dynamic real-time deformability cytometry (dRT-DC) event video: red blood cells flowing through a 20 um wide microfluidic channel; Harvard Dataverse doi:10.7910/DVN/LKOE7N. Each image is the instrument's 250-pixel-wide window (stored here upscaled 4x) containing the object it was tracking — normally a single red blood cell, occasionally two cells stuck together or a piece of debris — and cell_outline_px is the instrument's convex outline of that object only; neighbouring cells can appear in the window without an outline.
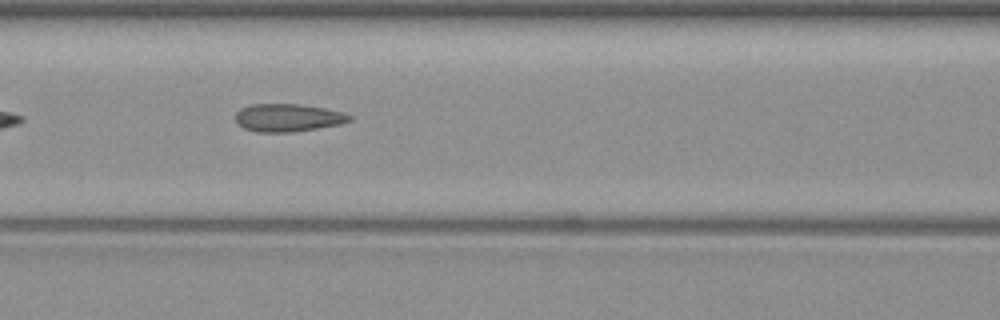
{"species": "common noctule bat (a hibernating species)", "species_latin": "Nyctalus noctula", "temperature_condition": "warm", "stored_images_in_passage": 14, "camera_frame_rate_fps": 3000, "um_per_image_px": 0.085, "animal": {"sex": "female", "body_mass_g": 19.3, "forearm_length_mm": 54.1}, "frame": {"image": 1, "passage_image": 7, "time_ms": 2.0, "image_size_px": [1000, 320], "cell_outline_px": [[352, 120], [340, 124], [292, 132], [256, 132], [244, 128], [236, 120], [236, 112], [240, 108], [252, 104], [300, 104], [324, 108], [344, 112], [352, 116]], "centroid_in_image_um": [24.48, 10.0], "position_along_channel_um": 142.1, "area_um2": 18.44}}
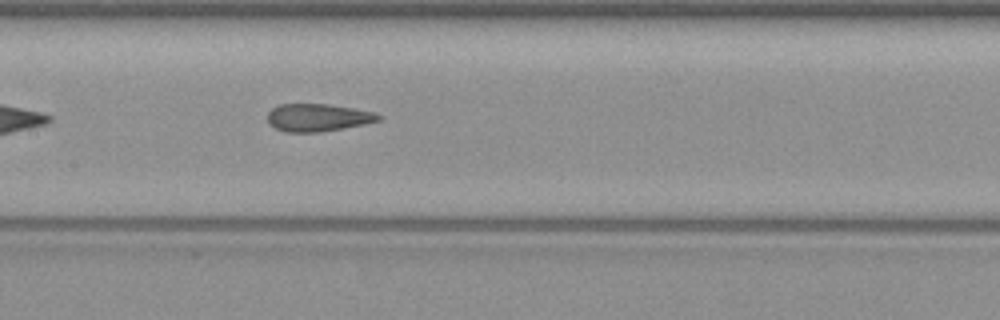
{"frame": {"image": 2, "passage_image": 10, "time_ms": 3.0, "image_size_px": [1000, 320], "cell_outline_px": [[380, 120], [364, 124], [344, 128], [320, 132], [284, 132], [276, 128], [268, 120], [268, 112], [272, 108], [280, 104], [328, 104], [352, 108], [372, 112], [380, 116]], "centroid_in_image_um": [26.99, 9.99], "position_along_channel_um": 180.4, "area_um2": 17.63}}